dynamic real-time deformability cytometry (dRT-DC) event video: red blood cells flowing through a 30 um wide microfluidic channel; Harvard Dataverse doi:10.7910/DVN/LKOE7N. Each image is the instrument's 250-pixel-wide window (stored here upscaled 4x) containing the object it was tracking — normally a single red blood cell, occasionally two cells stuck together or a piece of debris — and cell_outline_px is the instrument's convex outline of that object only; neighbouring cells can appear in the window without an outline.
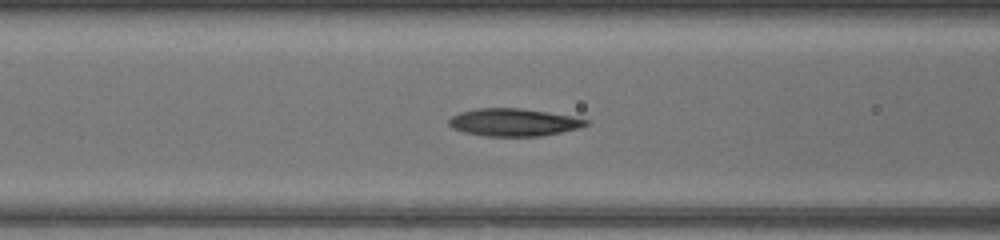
{"species": "common noctule bat (a hibernating species)", "species_latin": "Nyctalus noctula", "temperature_condition": "warm", "stored_images_in_passage": 41, "camera_frame_rate_fps": 3000, "um_per_image_px": 0.085, "animal": {"sex": "female", "body_mass_g": 17.0, "forearm_length_mm": 48.0}, "frame": {"image": 1, "passage_image": 12, "time_ms": 3.667, "image_size_px": [1000, 240], "cell_outline_px": [[588, 124], [576, 128], [560, 132], [540, 136], [484, 136], [464, 132], [452, 128], [448, 124], [448, 120], [452, 116], [460, 112], [476, 108], [520, 108], [568, 116], [588, 120]], "centroid_in_image_um": [43.57, 10.4], "position_along_channel_um": 123.0, "area_um2": 21.68}}
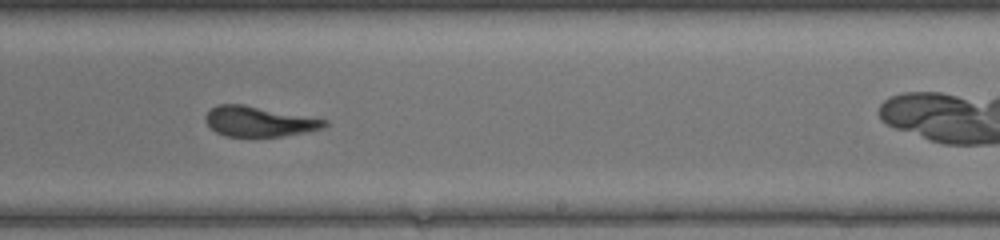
{"frame": {"image": 2, "passage_image": 22, "time_ms": 7.0, "image_size_px": [1000, 240], "cell_outline_px": [[328, 124], [320, 128], [284, 136], [224, 136], [216, 132], [208, 124], [208, 112], [216, 104], [244, 104], [328, 120]], "centroid_in_image_um": [22.01, 10.31], "position_along_channel_um": 267.0, "area_um2": 20.46}}
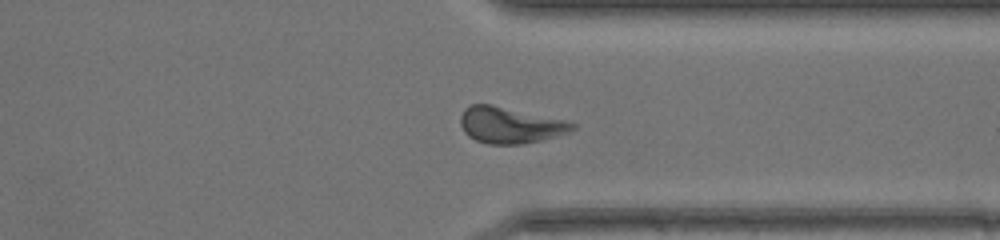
{"frame": {"image": 3, "passage_image": 29, "time_ms": 9.333, "image_size_px": [1000, 240], "cell_outline_px": [[576, 128], [568, 132], [540, 140], [524, 144], [488, 144], [476, 140], [468, 136], [464, 132], [460, 124], [460, 116], [464, 108], [472, 104], [488, 104], [564, 120], [576, 124]], "centroid_in_image_um": [43.3, 10.64], "position_along_channel_um": 368.1, "area_um2": 23.29}, "authors_computed_cell_mechanics": {"area_um2": 22.1952, "velocity_mm_per_s": 4.3317, "shape_relaxation_time_tau1_ms": 3.9281, "shape_relaxation_time_tau2_ms": 2.173, "deformation_change_tau1": 0.1438, "deformation_change_tau2": 0.1123}}